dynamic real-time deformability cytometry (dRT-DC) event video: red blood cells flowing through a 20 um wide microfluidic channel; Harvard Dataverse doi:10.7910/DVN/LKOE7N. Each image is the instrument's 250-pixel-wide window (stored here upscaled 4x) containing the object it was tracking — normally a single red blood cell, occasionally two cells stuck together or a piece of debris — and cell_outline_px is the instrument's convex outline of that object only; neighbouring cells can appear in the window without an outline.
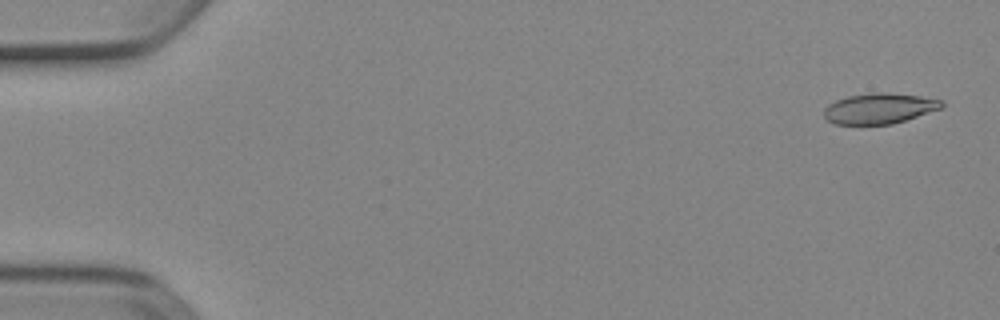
{"species": "Egyptian fruit bat (a non-hibernating species)", "species_latin": "Rousettus aegyptiacus", "temperature_condition": "cold", "stored_images_in_passage": 5, "camera_frame_rate_fps": 3000, "um_per_image_px": 0.085, "animal": {"sex": "female"}, "frame": {"image": 1, "passage_image": 1, "time_ms": 0.0, "image_size_px": [1000, 320], "cell_outline_px": [[944, 104], [940, 108], [892, 124], [836, 124], [828, 120], [824, 116], [824, 108], [828, 104], [836, 100], [848, 96], [872, 92], [884, 92], [920, 96], [944, 100]], "centroid_in_image_um": [74.72, 9.2], "position_along_channel_um": 10.3, "area_um2": 20.75}}
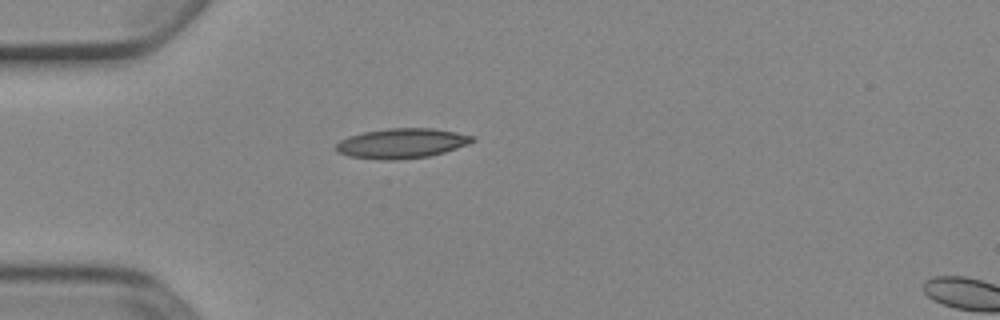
{"frame": {"image": 2, "passage_image": 4, "time_ms": 1.0, "image_size_px": [1000, 320], "cell_outline_px": [[476, 140], [468, 144], [444, 152], [428, 156], [396, 160], [380, 160], [348, 156], [340, 152], [336, 148], [336, 144], [340, 140], [348, 136], [364, 132], [388, 128], [432, 128], [456, 132], [476, 136]], "centroid_in_image_um": [34.17, 12.18], "position_along_channel_um": 50.8, "area_um2": 23.76}}